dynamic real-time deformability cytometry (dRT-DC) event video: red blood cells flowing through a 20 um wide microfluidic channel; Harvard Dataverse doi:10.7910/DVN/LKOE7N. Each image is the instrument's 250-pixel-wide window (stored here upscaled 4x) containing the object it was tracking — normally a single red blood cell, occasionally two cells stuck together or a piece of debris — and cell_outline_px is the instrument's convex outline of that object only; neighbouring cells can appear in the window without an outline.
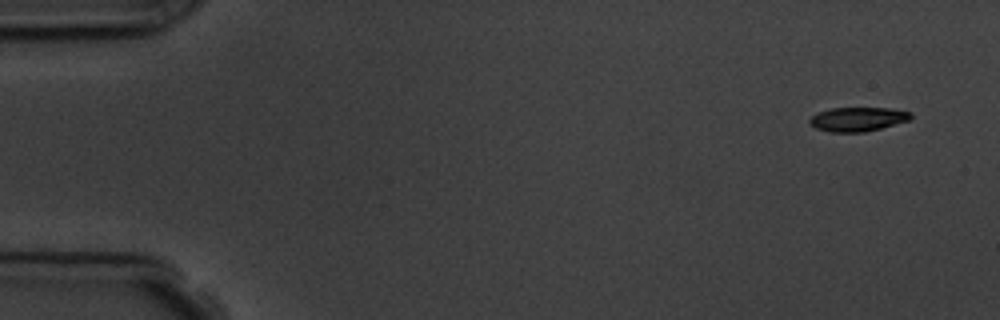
{"species": "common noctule bat (a hibernating species)", "species_latin": "Nyctalus noctula", "temperature_condition": "room temperature", "stored_images_in_passage": 5, "camera_frame_rate_fps": 3000, "um_per_image_px": 0.085, "animal": {"sex": "male", "body_mass_g": 19.5, "forearm_length_mm": 54.6}, "frame": {"image": 1, "passage_image": 1, "time_ms": 0.0, "image_size_px": [1000, 320], "cell_outline_px": [[912, 116], [908, 120], [880, 128], [864, 132], [828, 132], [816, 128], [808, 124], [808, 120], [816, 112], [832, 108], [888, 108], [912, 112]], "centroid_in_image_um": [72.85, 10.13], "position_along_channel_um": 12.2, "area_um2": 14.22}}
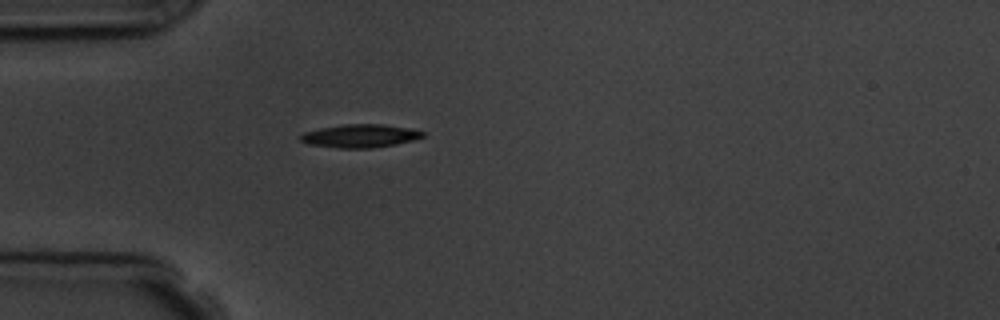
{"frame": {"image": 2, "passage_image": 5, "time_ms": 4.333, "image_size_px": [1000, 320], "cell_outline_px": [[424, 136], [412, 140], [396, 144], [372, 148], [336, 148], [308, 144], [300, 140], [300, 136], [304, 132], [320, 128], [344, 124], [380, 124], [408, 128], [424, 132]], "centroid_in_image_um": [30.57, 11.56], "position_along_channel_um": 54.4, "area_um2": 16.42}}